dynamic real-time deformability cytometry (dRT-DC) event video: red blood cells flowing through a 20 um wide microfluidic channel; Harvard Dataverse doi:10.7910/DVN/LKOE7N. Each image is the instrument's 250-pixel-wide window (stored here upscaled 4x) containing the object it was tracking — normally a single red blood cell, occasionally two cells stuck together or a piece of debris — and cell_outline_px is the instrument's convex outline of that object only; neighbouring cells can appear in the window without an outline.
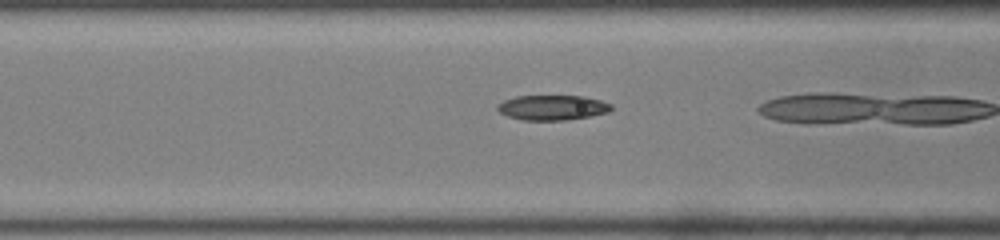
{"species": "common noctule bat (a hibernating species)", "species_latin": "Nyctalus noctula", "temperature_condition": "room temperature", "stored_images_in_passage": 15, "camera_frame_rate_fps": 3000, "um_per_image_px": 0.085, "animal": {"sex": "male", "body_mass_g": 19.0, "forearm_length_mm": 50.8}, "frame": {"image": 1, "passage_image": 13, "time_ms": 4.0, "image_size_px": [1000, 240], "cell_outline_px": [[612, 108], [608, 112], [588, 116], [564, 120], [524, 120], [508, 116], [500, 112], [496, 108], [496, 104], [504, 100], [516, 96], [584, 96], [600, 100], [612, 104]], "centroid_in_image_um": [46.93, 9.13], "position_along_channel_um": 119.7, "area_um2": 16.47}}